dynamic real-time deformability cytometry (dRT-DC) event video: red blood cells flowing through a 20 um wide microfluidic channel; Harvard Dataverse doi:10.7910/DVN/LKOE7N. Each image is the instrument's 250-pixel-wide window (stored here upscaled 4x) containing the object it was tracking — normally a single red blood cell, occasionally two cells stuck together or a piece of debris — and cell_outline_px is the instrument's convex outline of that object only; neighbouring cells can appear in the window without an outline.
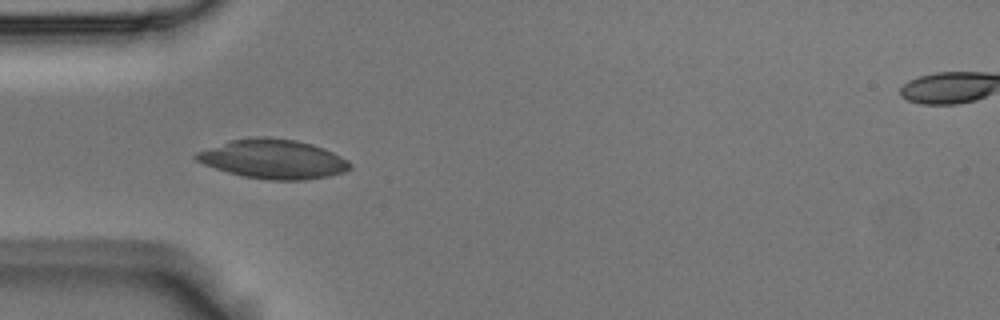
{"species": "Egyptian fruit bat (a non-hibernating species)", "species_latin": "Rousettus aegyptiacus", "temperature_condition": "room temperature", "stored_images_in_passage": 4, "camera_frame_rate_fps": 3000, "um_per_image_px": 0.085, "animal": {"sex": "male"}, "frame": {"image": 1, "passage_image": 3, "time_ms": 0.667, "image_size_px": [1000, 320], "cell_outline_px": [[352, 168], [344, 172], [328, 176], [304, 180], [272, 180], [244, 176], [228, 172], [204, 164], [196, 160], [192, 156], [196, 152], [232, 140], [256, 136], [268, 136], [296, 140], [312, 144], [324, 148], [348, 160], [352, 164]], "centroid_in_image_um": [23.25, 13.51], "position_along_channel_um": 61.8, "area_um2": 35.08}}
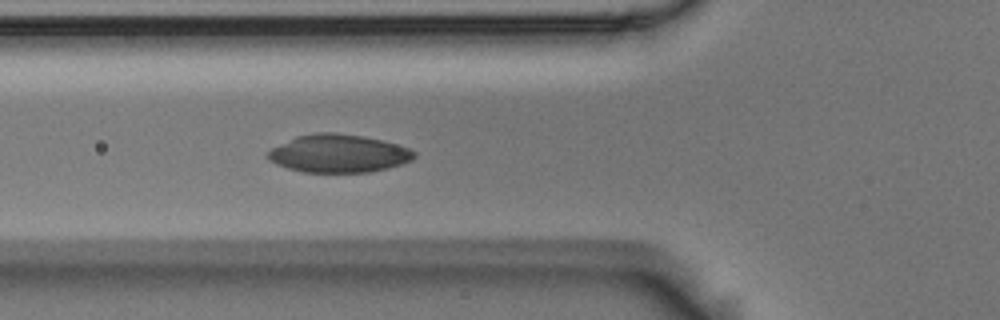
{"frame": {"image": 2, "passage_image": 4, "time_ms": 1.0, "image_size_px": [1000, 320], "cell_outline_px": [[416, 156], [412, 160], [388, 168], [372, 172], [300, 172], [276, 164], [268, 160], [268, 152], [272, 148], [296, 136], [316, 132], [336, 132], [364, 136], [396, 144], [408, 148], [416, 152]], "centroid_in_image_um": [28.77, 13.05], "position_along_channel_um": 97.0, "area_um2": 32.43}}